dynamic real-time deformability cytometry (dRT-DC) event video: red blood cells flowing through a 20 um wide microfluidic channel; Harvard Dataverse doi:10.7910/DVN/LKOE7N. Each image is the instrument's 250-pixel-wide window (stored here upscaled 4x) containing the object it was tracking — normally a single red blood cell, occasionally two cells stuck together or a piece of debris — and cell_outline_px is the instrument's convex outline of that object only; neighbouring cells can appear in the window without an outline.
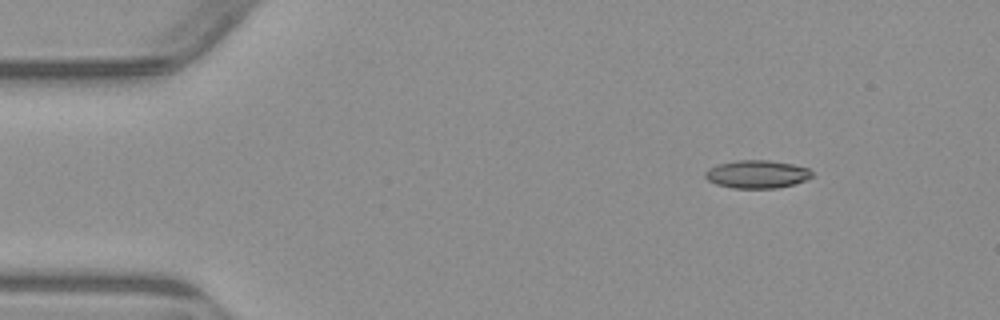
{"species": "common noctule bat (a hibernating species)", "species_latin": "Nyctalus noctula", "temperature_condition": "warm", "stored_images_in_passage": 3, "camera_frame_rate_fps": 3000, "um_per_image_px": 0.085, "animal": {"sex": "male", "body_mass_g": 23.1, "forearm_length_mm": 52.7}, "frame": {"image": 1, "passage_image": 1, "time_ms": 0.0, "image_size_px": [1000, 320], "cell_outline_px": [[812, 176], [804, 180], [792, 184], [776, 188], [732, 188], [716, 184], [708, 180], [704, 176], [704, 172], [708, 168], [716, 164], [736, 160], [768, 160], [792, 164], [808, 168], [812, 172]], "centroid_in_image_um": [64.29, 14.8], "position_along_channel_um": 20.7, "area_um2": 17.4}}